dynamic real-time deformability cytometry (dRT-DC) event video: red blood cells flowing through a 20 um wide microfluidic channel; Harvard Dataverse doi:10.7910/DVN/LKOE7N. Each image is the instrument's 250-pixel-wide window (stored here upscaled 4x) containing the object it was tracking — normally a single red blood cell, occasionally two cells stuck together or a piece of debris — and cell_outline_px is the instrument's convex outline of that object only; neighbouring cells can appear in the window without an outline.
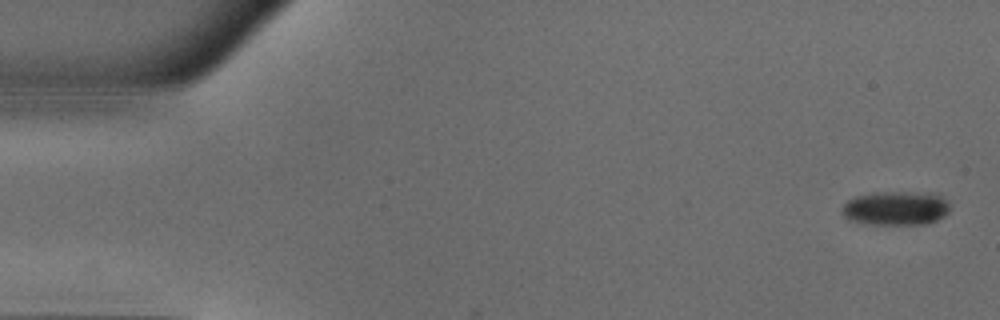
{"species": "common noctule bat (a hibernating species)", "species_latin": "Nyctalus noctula", "temperature_condition": "warm", "stored_images_in_passage": 50, "camera_frame_rate_fps": 3000, "um_per_image_px": 0.085, "animal": {"sex": "male", "body_mass_g": 18.8}, "frame": {"image": 1, "passage_image": 1, "time_ms": 0.0, "image_size_px": [1000, 320], "cell_outline_px": [[948, 212], [944, 216], [928, 224], [864, 224], [848, 220], [840, 212], [840, 208], [848, 200], [856, 196], [872, 192], [940, 192], [948, 204]], "centroid_in_image_um": [76.13, 17.68], "position_along_channel_um": 8.9, "area_um2": 21.91}}
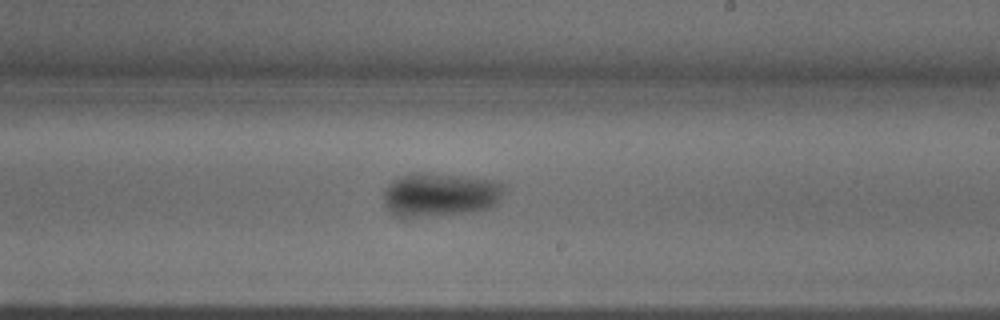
{"frame": {"image": 2, "passage_image": 29, "time_ms": 9.333, "image_size_px": [1000, 320], "cell_outline_px": [[508, 188], [500, 200], [492, 208], [476, 212], [432, 216], [396, 216], [388, 208], [384, 200], [384, 192], [388, 184], [392, 180], [400, 176], [416, 172], [428, 172], [464, 176], [492, 180], [504, 184]], "centroid_in_image_um": [37.49, 16.53], "position_along_channel_um": 251.5, "area_um2": 31.21}}
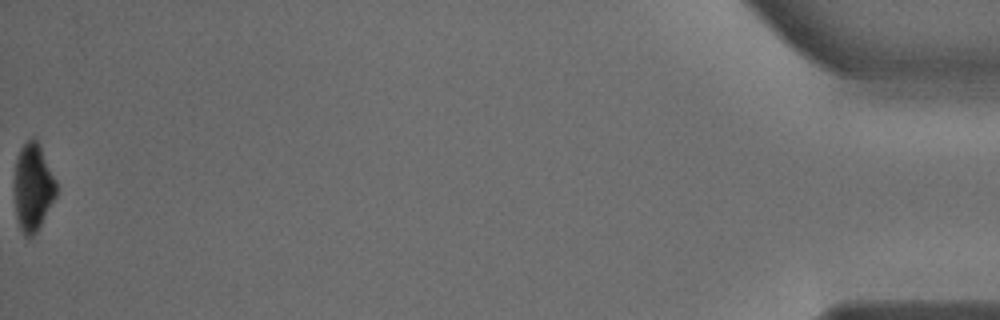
{"frame": {"image": 3, "passage_image": 50, "time_ms": 16.333, "image_size_px": [1000, 320], "cell_outline_px": [[56, 196], [36, 232], [28, 240], [24, 236], [20, 228], [16, 216], [16, 160], [20, 148], [32, 136], [36, 140], [56, 180]], "centroid_in_image_um": [2.81, 15.95], "position_along_channel_um": 432.4, "area_um2": 20.69}}